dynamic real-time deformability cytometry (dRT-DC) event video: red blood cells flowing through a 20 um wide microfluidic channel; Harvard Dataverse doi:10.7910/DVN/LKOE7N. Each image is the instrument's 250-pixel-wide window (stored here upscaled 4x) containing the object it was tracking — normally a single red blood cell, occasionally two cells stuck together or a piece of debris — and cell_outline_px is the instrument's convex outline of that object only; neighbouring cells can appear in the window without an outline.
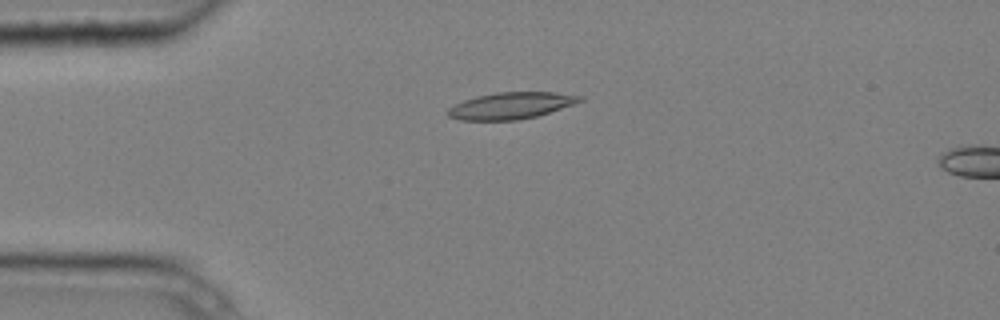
{"species": "common noctule bat (a hibernating species)", "species_latin": "Nyctalus noctula", "temperature_condition": "cold", "stored_images_in_passage": 4, "segment_of_instrument_passage": [1, 2], "camera_frame_rate_fps": 3000, "um_per_image_px": 0.085, "animal": {"sex": "male", "body_mass_g": 20.4}, "frame": {"image": 1, "passage_image": 3, "time_ms": 0.667, "image_size_px": [1000, 320], "cell_outline_px": [[584, 100], [536, 116], [516, 120], [460, 120], [448, 116], [444, 112], [448, 108], [464, 100], [476, 96], [496, 92], [556, 92], [584, 96]], "centroid_in_image_um": [43.4, 8.97], "position_along_channel_um": 41.6, "area_um2": 20.4}}